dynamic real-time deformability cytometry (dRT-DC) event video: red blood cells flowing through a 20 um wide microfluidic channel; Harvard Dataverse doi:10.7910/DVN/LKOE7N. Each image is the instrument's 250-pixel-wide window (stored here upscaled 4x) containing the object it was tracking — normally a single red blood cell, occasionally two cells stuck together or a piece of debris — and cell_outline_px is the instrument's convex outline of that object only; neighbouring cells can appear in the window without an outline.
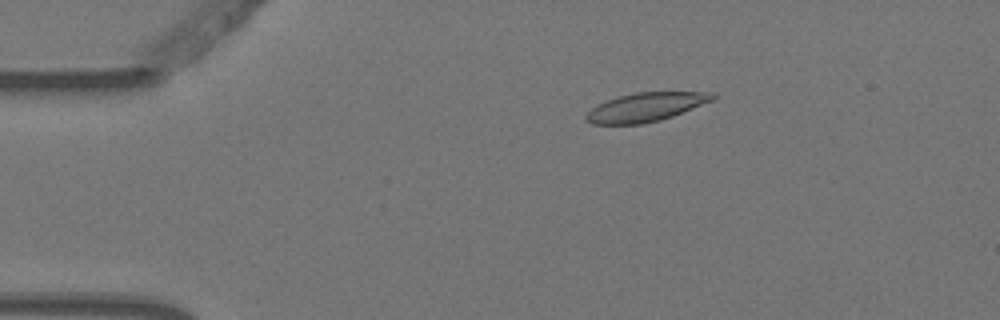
{"species": "Egyptian fruit bat (a non-hibernating species)", "species_latin": "Rousettus aegyptiacus", "temperature_condition": "warm", "stored_images_in_passage": 4, "camera_frame_rate_fps": 3000, "um_per_image_px": 0.085, "animal": {"sex": "female"}, "frame": {"image": 1, "passage_image": 1, "time_ms": 0.0, "image_size_px": [1000, 320], "cell_outline_px": [[716, 100], [672, 116], [660, 120], [644, 124], [592, 124], [584, 116], [592, 108], [608, 100], [620, 96], [636, 92], [716, 92]], "centroid_in_image_um": [54.97, 9.1], "position_along_channel_um": 30.0, "area_um2": 21.15}}
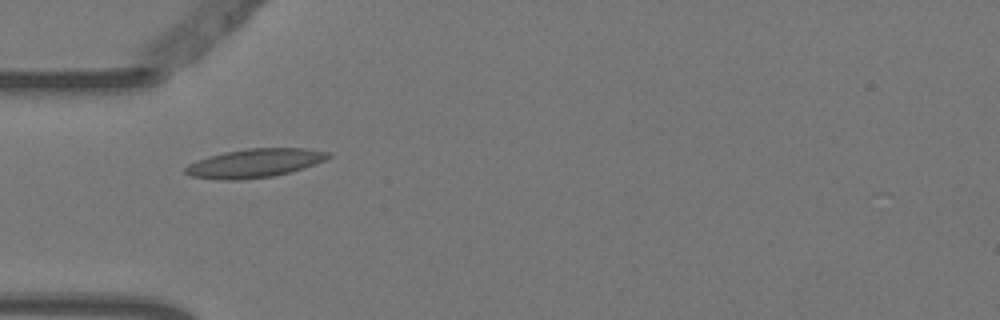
{"frame": {"image": 2, "passage_image": 3, "time_ms": 0.667, "image_size_px": [1000, 320], "cell_outline_px": [[332, 156], [324, 160], [288, 172], [272, 176], [240, 180], [220, 180], [192, 176], [184, 172], [184, 168], [188, 164], [196, 160], [208, 156], [224, 152], [248, 148], [304, 148], [328, 152]], "centroid_in_image_um": [21.58, 13.86], "position_along_channel_um": 63.4, "area_um2": 23.64}}
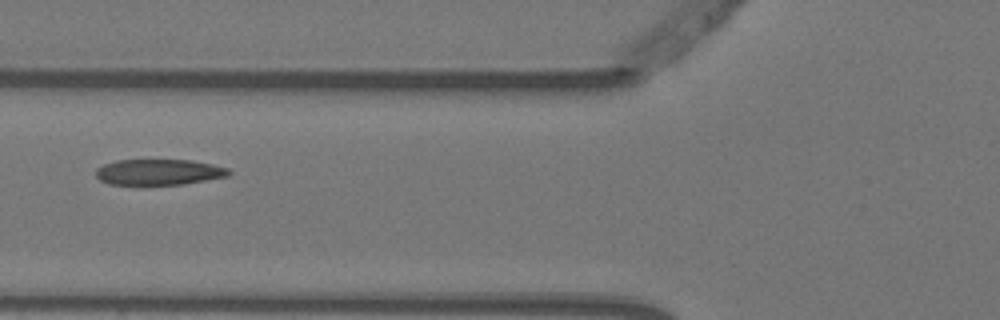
{"frame": {"image": 3, "passage_image": 4, "time_ms": 1.0, "image_size_px": [1000, 320], "cell_outline_px": [[232, 172], [228, 176], [184, 184], [108, 184], [100, 180], [96, 176], [96, 168], [104, 164], [116, 160], [192, 160], [212, 164], [228, 168]], "centroid_in_image_um": [13.51, 14.62], "position_along_channel_um": 112.3, "area_um2": 19.94}}